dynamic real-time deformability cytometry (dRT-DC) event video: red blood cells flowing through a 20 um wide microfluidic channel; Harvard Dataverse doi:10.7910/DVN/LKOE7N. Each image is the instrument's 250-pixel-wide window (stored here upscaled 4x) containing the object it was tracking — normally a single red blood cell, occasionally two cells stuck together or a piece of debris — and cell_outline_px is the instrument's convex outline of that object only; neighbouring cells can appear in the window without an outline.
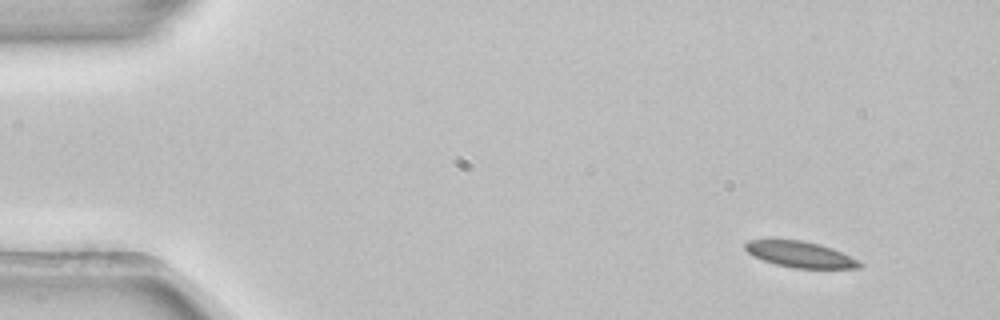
{"species": "common noctule bat (a hibernating species)", "species_latin": "Nyctalus noctula", "temperature_condition": "room temperature", "stored_images_in_passage": 5, "segment_of_instrument_passage": [1, 2], "camera_frame_rate_fps": 3000, "um_per_image_px": 0.085, "animal": {"sex": "female", "body_mass_g": 22.7, "forearm_length_mm": 54.2}, "frame": {"image": 1, "passage_image": 1, "time_ms": 0.0, "image_size_px": [1000, 320], "cell_outline_px": [[864, 264], [860, 268], [796, 268], [776, 264], [752, 256], [744, 248], [744, 244], [748, 240], [800, 240], [820, 244], [832, 248]], "centroid_in_image_um": [67.99, 21.62], "position_along_channel_um": 17.0, "area_um2": 17.05}}
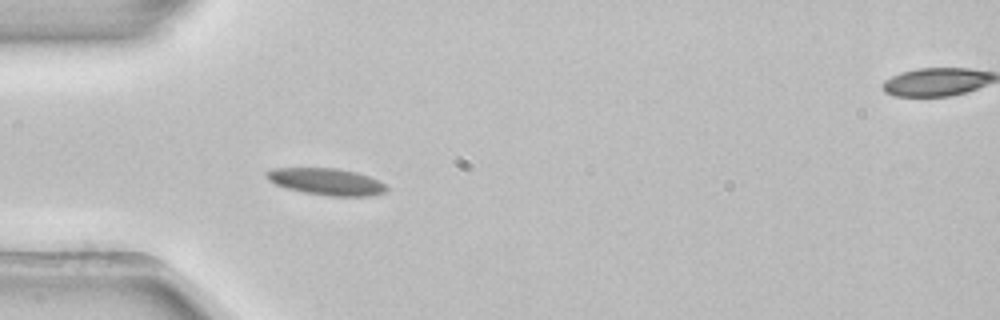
{"frame": {"image": 2, "passage_image": 4, "time_ms": 1.0, "image_size_px": [1000, 320], "cell_outline_px": [[388, 192], [372, 196], [332, 196], [304, 192], [288, 188], [276, 184], [268, 180], [264, 176], [264, 172], [272, 168], [336, 168], [356, 172], [368, 176], [384, 184], [388, 188]], "centroid_in_image_um": [27.74, 15.44], "position_along_channel_um": 57.3, "area_um2": 18.73}}